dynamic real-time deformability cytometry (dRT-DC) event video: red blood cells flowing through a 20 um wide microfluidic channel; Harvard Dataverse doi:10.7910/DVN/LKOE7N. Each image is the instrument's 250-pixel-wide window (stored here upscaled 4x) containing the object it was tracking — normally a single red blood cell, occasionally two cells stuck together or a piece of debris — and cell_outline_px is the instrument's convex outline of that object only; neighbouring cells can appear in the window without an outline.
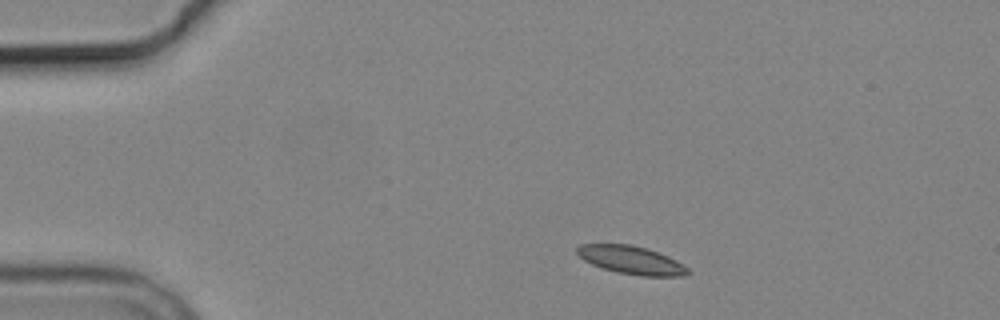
{"species": "common noctule bat (a hibernating species)", "species_latin": "Nyctalus noctula", "temperature_condition": "cold", "stored_images_in_passage": 4, "camera_frame_rate_fps": 3000, "um_per_image_px": 0.085, "animal": {"sex": "male", "body_mass_g": 19.2, "forearm_length_mm": 51.8}, "frame": {"image": 1, "passage_image": 1, "time_ms": 0.0, "image_size_px": [1000, 320], "cell_outline_px": [[692, 272], [684, 276], [640, 276], [616, 272], [592, 264], [584, 260], [576, 252], [576, 248], [580, 244], [632, 244], [648, 248], [668, 256], [676, 260], [688, 268]], "centroid_in_image_um": [53.69, 22.1], "position_along_channel_um": 31.3, "area_um2": 18.26}}
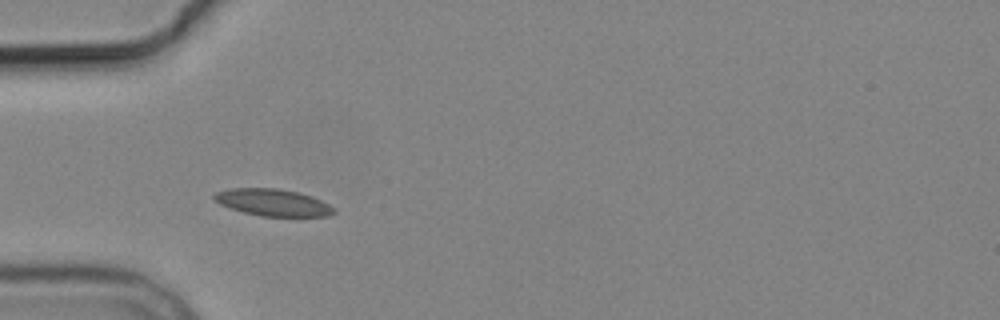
{"frame": {"image": 2, "passage_image": 3, "time_ms": 2.333, "image_size_px": [1000, 320], "cell_outline_px": [[336, 212], [328, 216], [260, 216], [228, 208], [212, 200], [212, 196], [216, 192], [228, 188], [276, 188], [300, 192], [312, 196], [336, 208]], "centroid_in_image_um": [23.17, 17.2], "position_along_channel_um": 61.8, "area_um2": 19.02}}
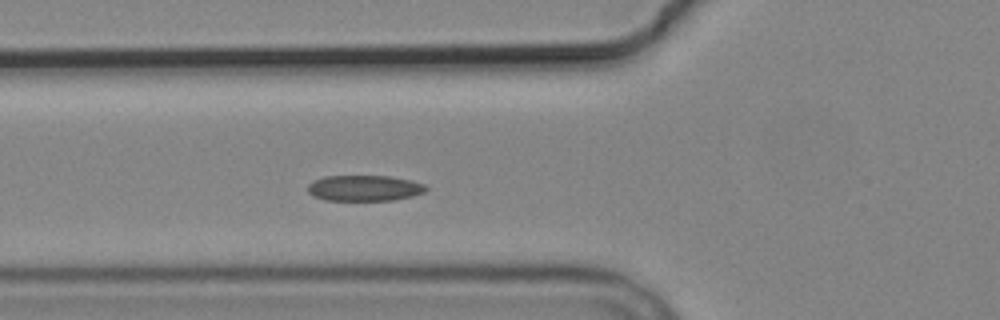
{"frame": {"image": 3, "passage_image": 4, "time_ms": 3.333, "image_size_px": [1000, 320], "cell_outline_px": [[428, 188], [424, 192], [412, 196], [392, 200], [324, 200], [312, 196], [308, 192], [308, 184], [312, 180], [324, 176], [388, 176], [412, 180], [424, 184]], "centroid_in_image_um": [30.94, 15.98], "position_along_channel_um": 94.9, "area_um2": 17.86}}